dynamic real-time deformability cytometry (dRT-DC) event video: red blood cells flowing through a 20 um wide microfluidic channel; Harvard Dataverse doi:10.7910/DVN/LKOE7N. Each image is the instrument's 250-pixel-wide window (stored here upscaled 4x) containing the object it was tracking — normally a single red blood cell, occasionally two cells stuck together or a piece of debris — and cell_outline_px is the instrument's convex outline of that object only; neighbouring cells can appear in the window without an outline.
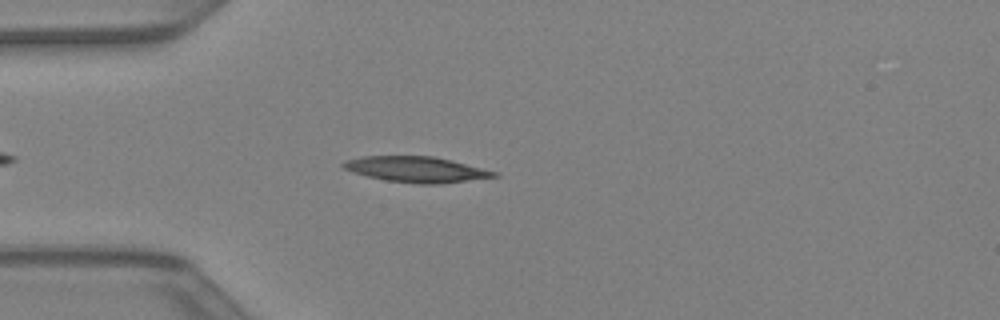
{"species": "Egyptian fruit bat (a non-hibernating species)", "species_latin": "Rousettus aegyptiacus", "temperature_condition": "warm", "stored_images_in_passage": 33, "camera_frame_rate_fps": 3000, "um_per_image_px": 0.085, "animal": {"sex": "female"}, "frame": {"image": 1, "passage_image": 5, "time_ms": 1.333, "image_size_px": [1000, 320], "cell_outline_px": [[500, 176], [440, 184], [420, 184], [384, 180], [368, 176], [344, 168], [340, 164], [344, 160], [364, 156], [432, 156], [452, 160], [496, 172]], "centroid_in_image_um": [35.38, 14.4], "position_along_channel_um": 49.6, "area_um2": 22.37}}
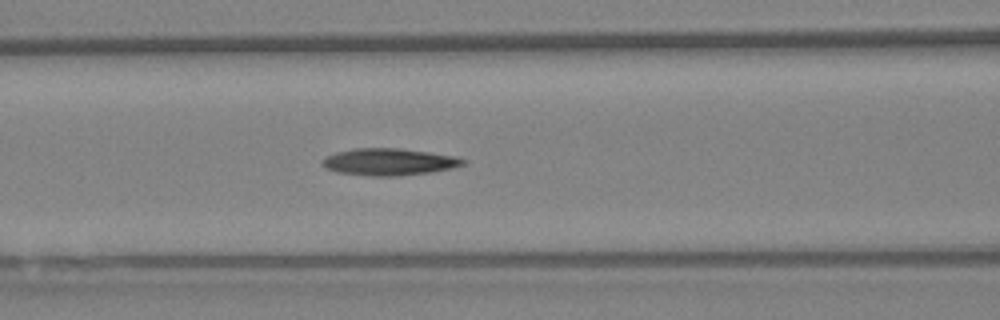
{"frame": {"image": 2, "passage_image": 11, "time_ms": 3.333, "image_size_px": [1000, 320], "cell_outline_px": [[468, 160], [464, 164], [452, 168], [428, 172], [400, 176], [372, 176], [336, 172], [324, 168], [320, 164], [320, 160], [336, 152], [352, 148], [400, 148], [428, 152], [452, 156]], "centroid_in_image_um": [33.0, 13.76], "position_along_channel_um": 133.6, "area_um2": 22.14}}
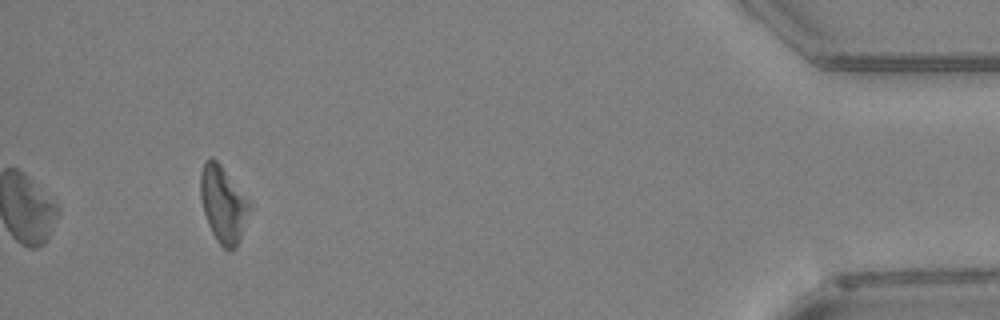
{"frame": {"image": 3, "passage_image": 33, "time_ms": 10.667, "image_size_px": [1000, 320], "cell_outline_px": [[252, 208], [240, 240], [236, 248], [232, 252], [228, 252], [216, 240], [208, 224], [204, 212], [200, 196], [200, 172], [204, 160], [216, 160], [220, 164], [252, 204]], "centroid_in_image_um": [18.99, 17.42], "position_along_channel_um": 416.2, "area_um2": 22.02}}